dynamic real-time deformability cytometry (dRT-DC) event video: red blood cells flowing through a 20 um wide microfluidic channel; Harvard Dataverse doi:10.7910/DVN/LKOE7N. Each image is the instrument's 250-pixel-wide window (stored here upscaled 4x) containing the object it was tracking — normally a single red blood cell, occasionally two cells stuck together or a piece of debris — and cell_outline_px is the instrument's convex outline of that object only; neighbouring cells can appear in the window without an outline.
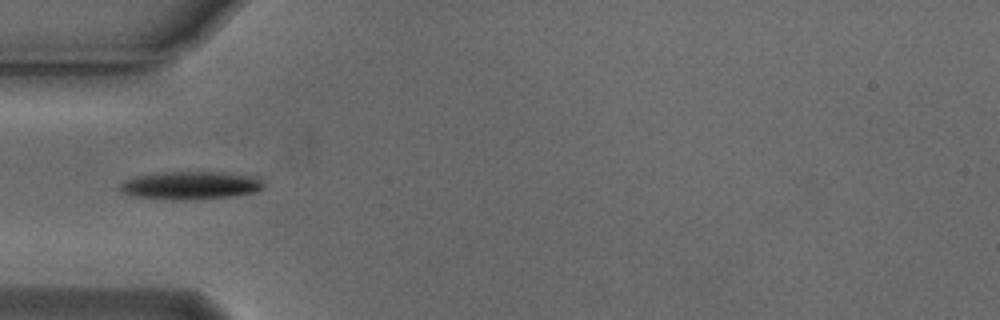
{"species": "Egyptian fruit bat (a non-hibernating species)", "species_latin": "Rousettus aegyptiacus", "temperature_condition": "cold", "stored_images_in_passage": 39, "camera_frame_rate_fps": 3000, "um_per_image_px": 0.085, "animal": {"sex": "male"}, "frame": {"image": 1, "passage_image": 2, "time_ms": 0.333, "image_size_px": [1000, 320], "cell_outline_px": [[264, 188], [256, 192], [232, 196], [184, 200], [132, 196], [124, 192], [120, 188], [120, 184], [136, 176], [156, 172], [224, 172], [260, 176], [264, 184]], "centroid_in_image_um": [16.29, 15.74], "position_along_channel_um": 68.7, "area_um2": 23.47}}
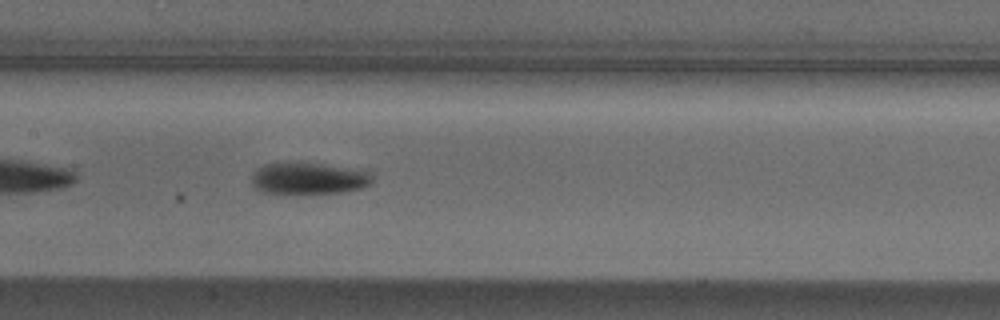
{"frame": {"image": 2, "passage_image": 11, "time_ms": 3.333, "image_size_px": [1000, 320], "cell_outline_px": [[372, 184], [360, 188], [344, 192], [264, 192], [256, 188], [252, 184], [252, 176], [264, 164], [320, 164], [368, 168], [372, 172]], "centroid_in_image_um": [26.4, 15.15], "position_along_channel_um": 181.0, "area_um2": 21.85}}
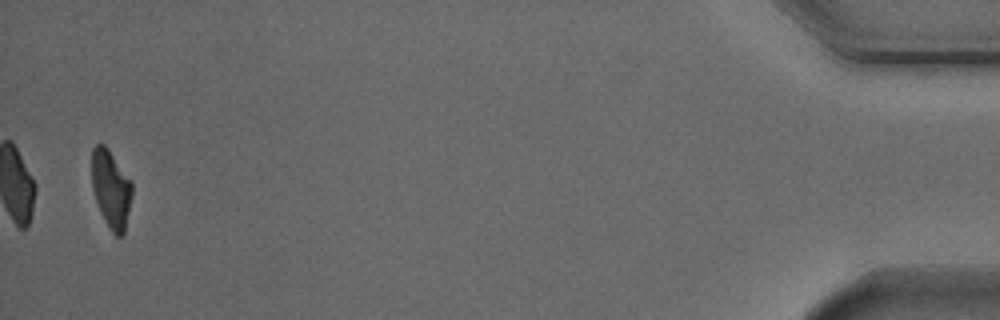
{"frame": {"image": 3, "passage_image": 38, "time_ms": 12.333, "image_size_px": [1000, 320], "cell_outline_px": [[132, 196], [124, 236], [116, 236], [108, 228], [100, 212], [92, 188], [92, 148], [96, 144], [104, 144], [108, 148], [132, 180]], "centroid_in_image_um": [9.45, 16.07], "position_along_channel_um": 425.7, "area_um2": 18.61}, "authors_computed_cell_mechanics": {"area_um2": 21.675, "velocity_mm_per_s": 3.7513, "shape_relaxation_time_tau1_ms": 2.9881, "shape_relaxation_time_tau2_ms": null, "deformation_change_tau1": 0.1279, "deformation_change_tau2": null}}